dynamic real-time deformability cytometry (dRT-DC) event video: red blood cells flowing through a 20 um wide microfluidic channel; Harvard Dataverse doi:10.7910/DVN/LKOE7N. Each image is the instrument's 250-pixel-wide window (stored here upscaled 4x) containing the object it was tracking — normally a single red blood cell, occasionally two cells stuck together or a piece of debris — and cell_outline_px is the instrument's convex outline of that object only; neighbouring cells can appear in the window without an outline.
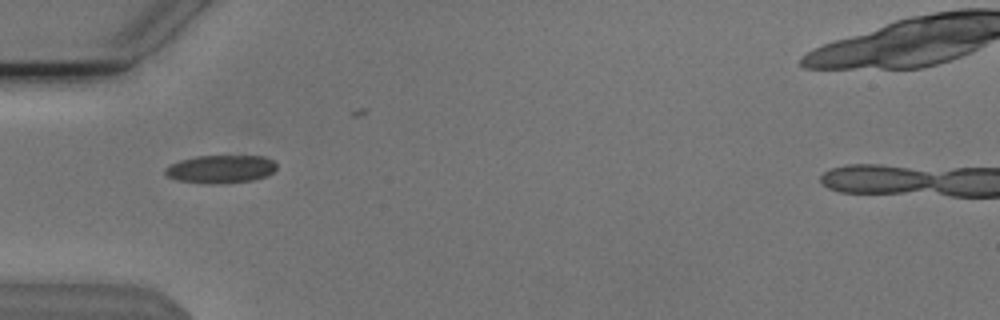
{"species": "Egyptian fruit bat (a non-hibernating species)", "species_latin": "Rousettus aegyptiacus", "temperature_condition": "cold", "stored_images_in_passage": 3, "camera_frame_rate_fps": 3000, "um_per_image_px": 0.085, "animal": {"sex": "male"}, "frame": {"image": 1, "passage_image": 1, "time_ms": 0.0, "image_size_px": [1000, 320], "cell_outline_px": [[276, 168], [272, 172], [264, 176], [252, 180], [216, 184], [212, 184], [176, 180], [168, 176], [164, 172], [164, 168], [180, 160], [196, 156], [264, 156], [272, 160], [276, 164]], "centroid_in_image_um": [18.73, 14.37], "position_along_channel_um": 66.3, "area_um2": 18.03}}
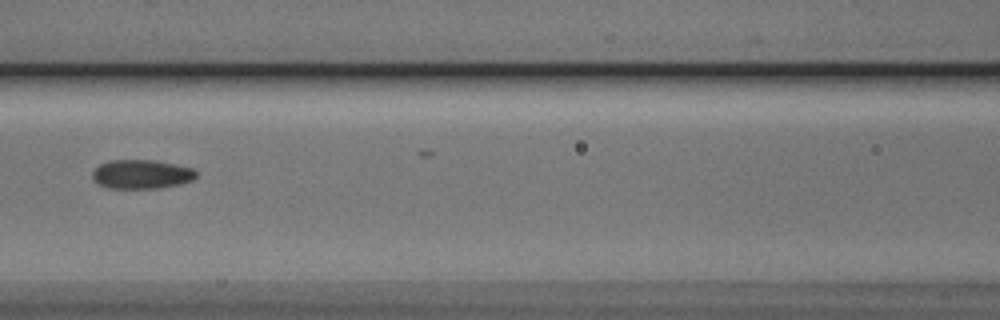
{"frame": {"image": 2, "passage_image": 3, "time_ms": 0.667, "image_size_px": [1000, 320], "cell_outline_px": [[196, 176], [192, 180], [180, 184], [156, 188], [108, 188], [100, 184], [92, 176], [92, 172], [100, 164], [108, 160], [152, 160], [176, 164], [192, 168], [196, 172]], "centroid_in_image_um": [12.03, 14.8], "position_along_channel_um": 154.6, "area_um2": 17.4}}